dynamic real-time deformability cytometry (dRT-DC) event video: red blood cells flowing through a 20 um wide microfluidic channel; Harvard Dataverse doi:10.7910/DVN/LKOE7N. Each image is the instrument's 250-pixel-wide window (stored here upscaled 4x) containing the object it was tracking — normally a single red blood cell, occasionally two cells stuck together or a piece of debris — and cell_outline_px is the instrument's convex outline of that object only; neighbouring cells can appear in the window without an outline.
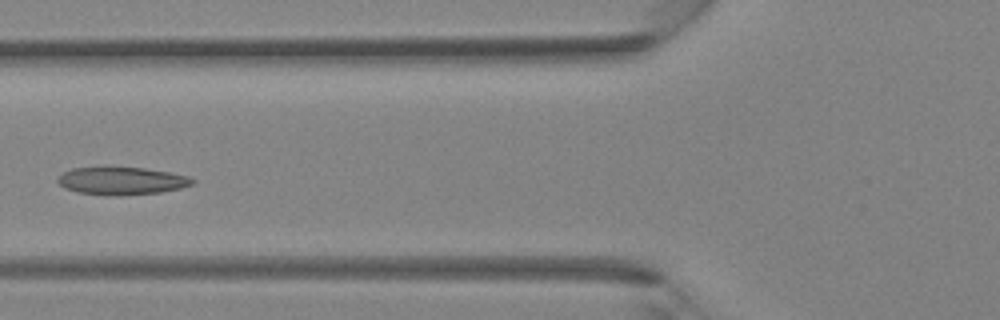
{"species": "Egyptian fruit bat (a non-hibernating species)", "species_latin": "Rousettus aegyptiacus", "temperature_condition": "room temperature", "stored_images_in_passage": 41, "camera_frame_rate_fps": 3000, "um_per_image_px": 0.085, "animal": {"sex": "female"}, "frame": {"image": 1, "passage_image": 16, "time_ms": 5.0, "image_size_px": [1000, 320], "cell_outline_px": [[196, 180], [192, 184], [180, 188], [160, 192], [116, 196], [76, 192], [64, 188], [56, 180], [64, 172], [72, 168], [144, 168], [168, 172], [188, 176]], "centroid_in_image_um": [10.34, 15.38], "position_along_channel_um": 115.5, "area_um2": 21.39}}
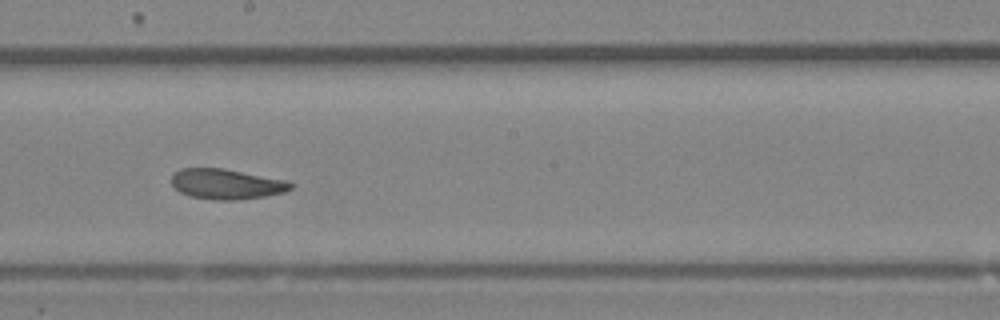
{"frame": {"image": 2, "passage_image": 23, "time_ms": 7.333, "image_size_px": [1000, 320], "cell_outline_px": [[292, 188], [284, 192], [264, 196], [236, 200], [216, 200], [188, 196], [180, 192], [172, 184], [172, 176], [180, 168], [224, 168], [284, 180], [292, 184]], "centroid_in_image_um": [19.21, 15.64], "position_along_channel_um": 229.0, "area_um2": 20.81}}
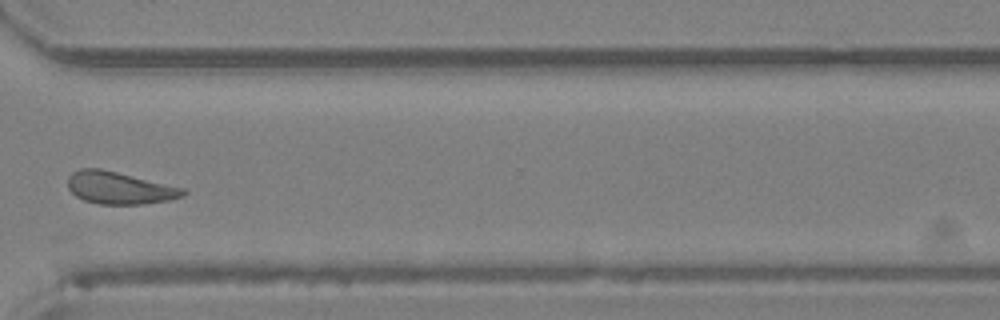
{"frame": {"image": 3, "passage_image": 31, "time_ms": 10.0, "image_size_px": [1000, 320], "cell_outline_px": [[188, 192], [184, 196], [168, 200], [140, 204], [100, 204], [84, 200], [76, 196], [68, 188], [68, 176], [72, 172], [80, 168], [100, 168], [184, 188]], "centroid_in_image_um": [10.14, 15.97], "position_along_channel_um": 360.5, "area_um2": 21.56}}